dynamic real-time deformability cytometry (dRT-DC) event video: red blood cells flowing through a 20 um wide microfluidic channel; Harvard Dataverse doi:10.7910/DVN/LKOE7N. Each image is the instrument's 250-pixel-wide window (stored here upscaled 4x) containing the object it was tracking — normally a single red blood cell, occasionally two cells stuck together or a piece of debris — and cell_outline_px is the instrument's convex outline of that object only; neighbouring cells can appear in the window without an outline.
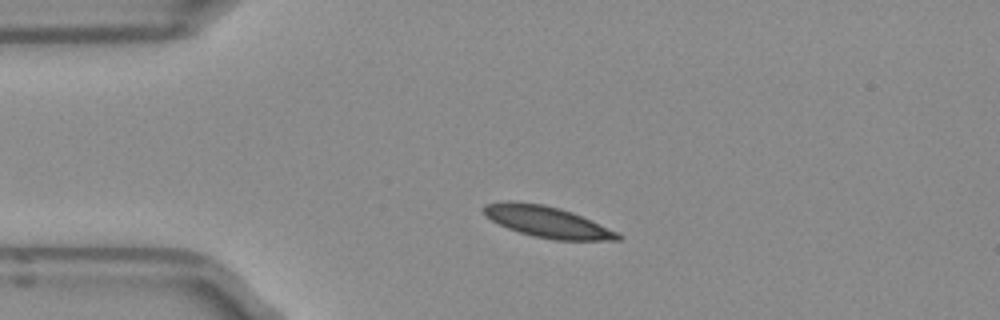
{"species": "Egyptian fruit bat (a non-hibernating species)", "species_latin": "Rousettus aegyptiacus", "temperature_condition": "room temperature", "stored_images_in_passage": 3, "camera_frame_rate_fps": 3000, "um_per_image_px": 0.085, "frame": {"image": 1, "passage_image": 2, "time_ms": 0.333, "image_size_px": [1000, 320], "cell_outline_px": [[624, 236], [620, 240], [552, 240], [532, 236], [508, 228], [484, 216], [484, 204], [544, 204], [560, 208], [572, 212], [620, 232]], "centroid_in_image_um": [46.66, 18.92], "position_along_channel_um": 38.3, "area_um2": 23.7}}